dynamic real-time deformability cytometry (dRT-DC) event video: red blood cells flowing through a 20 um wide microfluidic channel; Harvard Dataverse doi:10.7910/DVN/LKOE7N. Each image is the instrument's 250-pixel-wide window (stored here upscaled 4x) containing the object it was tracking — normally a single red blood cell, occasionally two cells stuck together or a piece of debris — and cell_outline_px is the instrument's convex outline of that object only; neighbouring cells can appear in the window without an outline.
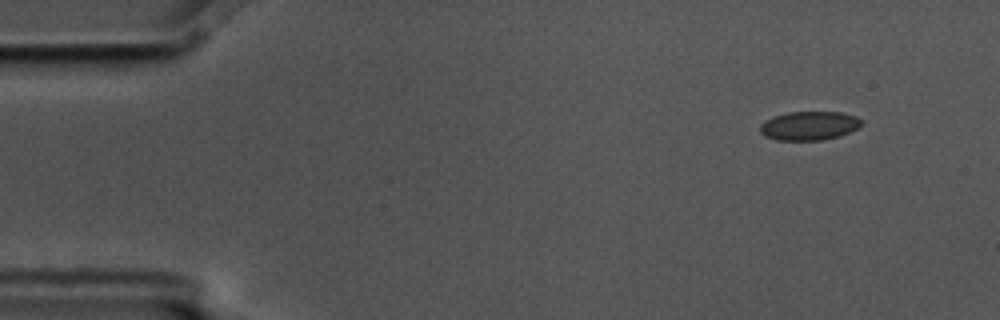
{"species": "common noctule bat (a hibernating species)", "species_latin": "Nyctalus noctula", "temperature_condition": "cold", "stored_images_in_passage": 5, "camera_frame_rate_fps": 3000, "um_per_image_px": 0.085, "animal": {"sex": "male", "body_mass_g": 17.5, "forearm_length_mm": 52.3}, "frame": {"image": 1, "passage_image": 1, "time_ms": 0.0, "image_size_px": [1000, 320], "cell_outline_px": [[864, 120], [856, 128], [840, 136], [820, 140], [776, 140], [764, 136], [760, 132], [760, 124], [764, 120], [772, 116], [788, 112], [840, 112], [856, 116]], "centroid_in_image_um": [68.74, 10.68], "position_along_channel_um": 16.3, "area_um2": 17.11}}
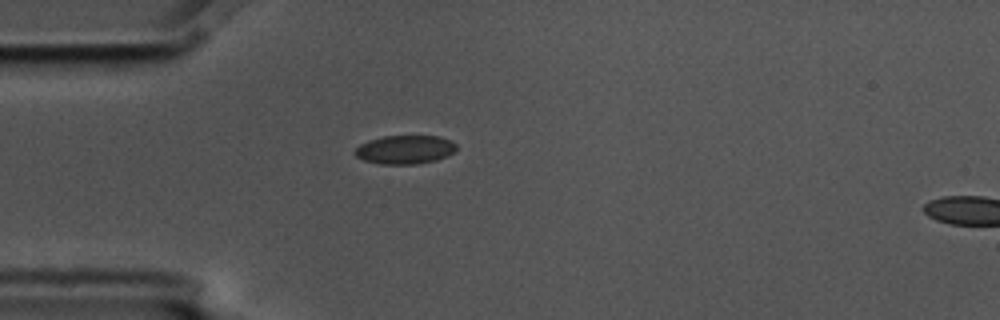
{"frame": {"image": 2, "passage_image": 4, "time_ms": 1.0, "image_size_px": [1000, 320], "cell_outline_px": [[456, 148], [452, 152], [436, 160], [416, 164], [380, 164], [364, 160], [356, 156], [352, 152], [360, 144], [368, 140], [384, 136], [440, 136], [456, 144]], "centroid_in_image_um": [34.37, 12.71], "position_along_channel_um": 50.6, "area_um2": 16.82}}